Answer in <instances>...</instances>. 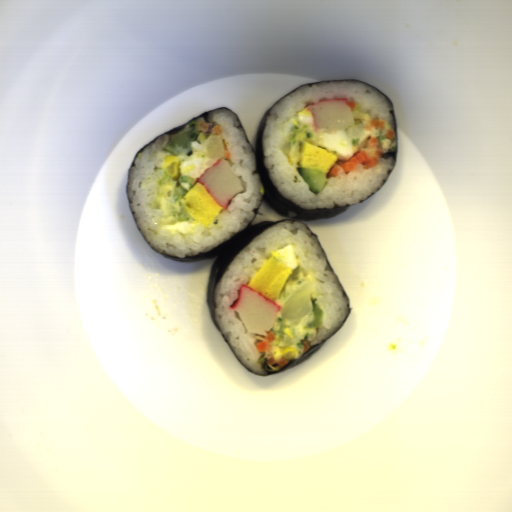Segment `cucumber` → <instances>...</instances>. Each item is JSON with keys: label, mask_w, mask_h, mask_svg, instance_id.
<instances>
[{"label": "cucumber", "mask_w": 512, "mask_h": 512, "mask_svg": "<svg viewBox=\"0 0 512 512\" xmlns=\"http://www.w3.org/2000/svg\"><path fill=\"white\" fill-rule=\"evenodd\" d=\"M201 131L197 130L195 121L190 123V128L170 136L167 144L161 151L172 155H192V141H197Z\"/></svg>", "instance_id": "1"}, {"label": "cucumber", "mask_w": 512, "mask_h": 512, "mask_svg": "<svg viewBox=\"0 0 512 512\" xmlns=\"http://www.w3.org/2000/svg\"><path fill=\"white\" fill-rule=\"evenodd\" d=\"M296 169L313 194H318L323 191L328 179L322 170L297 167Z\"/></svg>", "instance_id": "2"}, {"label": "cucumber", "mask_w": 512, "mask_h": 512, "mask_svg": "<svg viewBox=\"0 0 512 512\" xmlns=\"http://www.w3.org/2000/svg\"><path fill=\"white\" fill-rule=\"evenodd\" d=\"M189 190L181 185H175L171 198V214L173 221L187 222L193 219L183 206L181 200Z\"/></svg>", "instance_id": "3"}, {"label": "cucumber", "mask_w": 512, "mask_h": 512, "mask_svg": "<svg viewBox=\"0 0 512 512\" xmlns=\"http://www.w3.org/2000/svg\"><path fill=\"white\" fill-rule=\"evenodd\" d=\"M312 135L306 124L294 125L287 136L286 146L301 140L311 139Z\"/></svg>", "instance_id": "4"}, {"label": "cucumber", "mask_w": 512, "mask_h": 512, "mask_svg": "<svg viewBox=\"0 0 512 512\" xmlns=\"http://www.w3.org/2000/svg\"><path fill=\"white\" fill-rule=\"evenodd\" d=\"M317 299L314 297L311 300L313 320L308 323L303 330L321 328L324 310L316 303Z\"/></svg>", "instance_id": "5"}, {"label": "cucumber", "mask_w": 512, "mask_h": 512, "mask_svg": "<svg viewBox=\"0 0 512 512\" xmlns=\"http://www.w3.org/2000/svg\"><path fill=\"white\" fill-rule=\"evenodd\" d=\"M179 179H180V182H182V183H187V184H188L189 190H191V189H192V187L194 186V179H193V177H191V176H188V175H181V176L179 177Z\"/></svg>", "instance_id": "6"}, {"label": "cucumber", "mask_w": 512, "mask_h": 512, "mask_svg": "<svg viewBox=\"0 0 512 512\" xmlns=\"http://www.w3.org/2000/svg\"><path fill=\"white\" fill-rule=\"evenodd\" d=\"M386 138H387L386 134H383V133H380V132H379V134H378V136H377V138H376V139H377V140H378V142H379V141H383V140H384V139H386Z\"/></svg>", "instance_id": "7"}]
</instances>
